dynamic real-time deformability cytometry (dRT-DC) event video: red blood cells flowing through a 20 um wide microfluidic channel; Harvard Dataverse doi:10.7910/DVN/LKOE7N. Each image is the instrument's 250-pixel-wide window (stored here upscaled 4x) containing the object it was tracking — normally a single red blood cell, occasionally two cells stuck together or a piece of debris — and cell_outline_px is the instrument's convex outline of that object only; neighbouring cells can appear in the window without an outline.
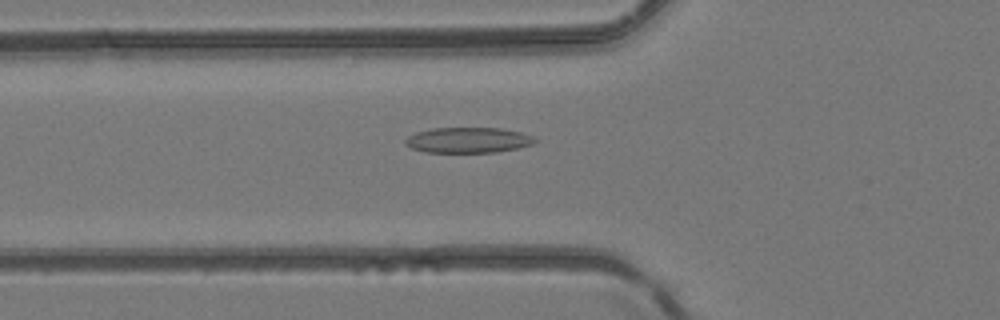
{"species": "common noctule bat (a hibernating species)", "species_latin": "Nyctalus noctula", "temperature_condition": "room temperature", "stored_images_in_passage": 36, "camera_frame_rate_fps": 3000, "um_per_image_px": 0.085, "animal": {"sex": "female", "body_mass_g": 24.6, "forearm_length_mm": 56.2}, "frame": {"image": 1, "passage_image": 9, "time_ms": 2.667, "image_size_px": [1000, 320], "cell_outline_px": [[540, 140], [532, 144], [520, 148], [496, 152], [424, 152], [412, 148], [404, 144], [404, 140], [408, 136], [416, 132], [432, 128], [500, 128], [520, 132], [532, 136]], "centroid_in_image_um": [39.8, 11.91], "position_along_channel_um": 86.0, "area_um2": 19.36}}
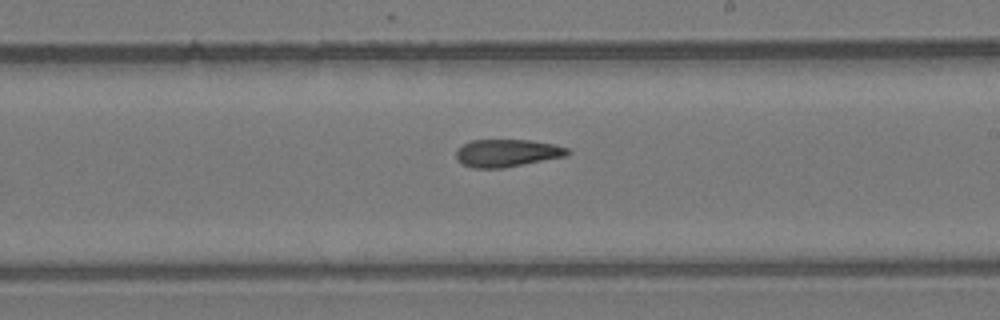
{"frame": {"image": 2, "passage_image": 20, "time_ms": 6.333, "image_size_px": [1000, 320], "cell_outline_px": [[572, 152], [568, 156], [504, 168], [472, 168], [460, 164], [456, 160], [456, 152], [464, 144], [472, 140], [528, 140], [556, 144], [568, 148]], "centroid_in_image_um": [43.13, 13.02], "position_along_channel_um": 245.9, "area_um2": 18.15}}
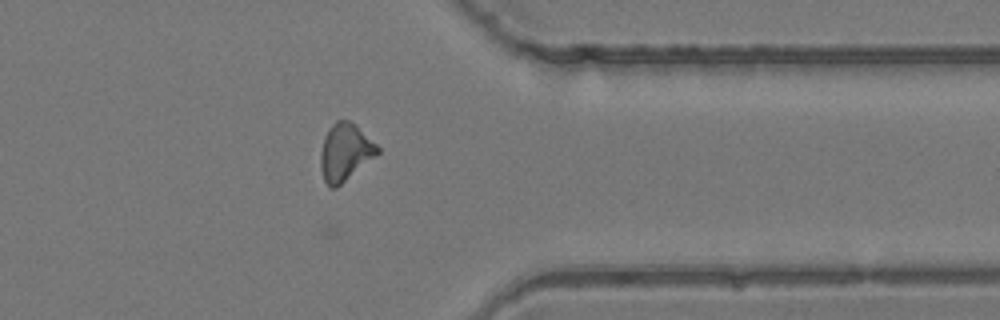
{"frame": {"image": 3, "passage_image": 30, "time_ms": 9.667, "image_size_px": [1000, 320], "cell_outline_px": [[380, 152], [376, 156], [336, 188], [328, 188], [324, 180], [320, 168], [320, 156], [324, 136], [328, 128], [336, 120], [348, 120], [376, 144], [380, 148]], "centroid_in_image_um": [29.3, 12.96], "position_along_channel_um": 382.1, "area_um2": 18.84}}